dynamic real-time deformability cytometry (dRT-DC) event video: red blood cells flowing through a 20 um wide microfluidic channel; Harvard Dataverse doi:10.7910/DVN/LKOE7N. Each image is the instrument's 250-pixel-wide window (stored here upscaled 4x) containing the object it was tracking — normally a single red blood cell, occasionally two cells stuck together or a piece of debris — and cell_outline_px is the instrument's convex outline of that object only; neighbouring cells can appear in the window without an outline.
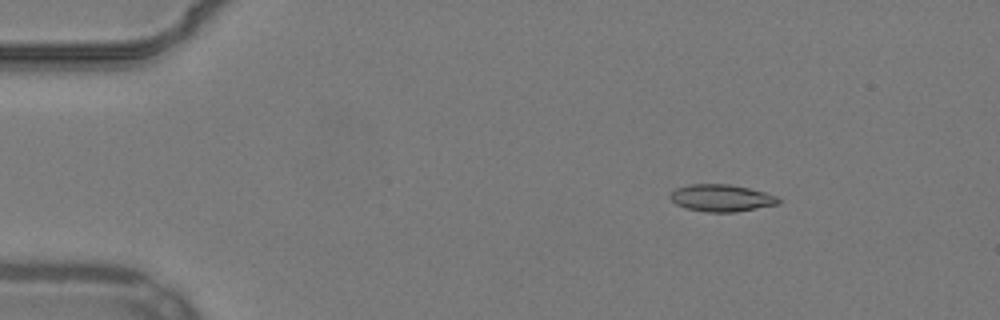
{"species": "common noctule bat (a hibernating species)", "species_latin": "Nyctalus noctula", "temperature_condition": "warm", "stored_images_in_passage": 55, "camera_frame_rate_fps": 3000, "um_per_image_px": 0.085, "animal": {"sex": "male", "body_mass_g": 19.2, "forearm_length_mm": 51.8}, "frame": {"image": 1, "passage_image": 9, "time_ms": 2.667, "image_size_px": [1000, 320], "cell_outline_px": [[780, 204], [736, 212], [708, 212], [684, 208], [676, 204], [668, 196], [676, 188], [688, 184], [728, 184], [748, 188], [764, 192], [776, 196], [780, 200]], "centroid_in_image_um": [61.3, 16.83], "position_along_channel_um": 23.7, "area_um2": 17.11}}
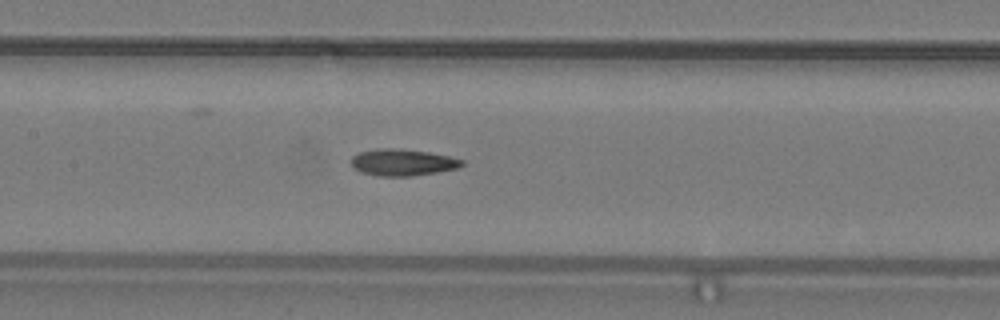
{"frame": {"image": 2, "passage_image": 27, "time_ms": 8.667, "image_size_px": [1000, 320], "cell_outline_px": [[464, 164], [456, 168], [436, 172], [412, 176], [380, 176], [360, 172], [352, 168], [352, 156], [360, 152], [376, 148], [392, 148], [428, 152], [448, 156], [464, 160]], "centroid_in_image_um": [34.18, 13.8], "position_along_channel_um": 173.2, "area_um2": 17.11}}
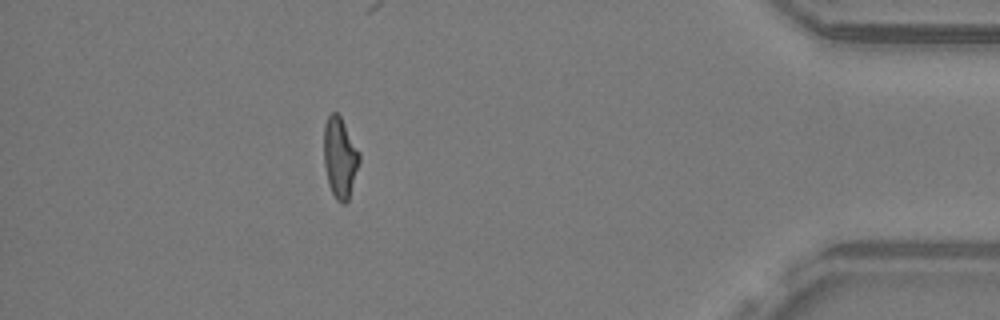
{"frame": {"image": 3, "passage_image": 49, "time_ms": 16.0, "image_size_px": [1000, 320], "cell_outline_px": [[360, 160], [348, 200], [344, 204], [340, 204], [336, 200], [328, 184], [324, 164], [324, 124], [328, 116], [332, 112], [336, 112], [340, 116], [360, 152]], "centroid_in_image_um": [28.89, 13.4], "position_along_channel_um": 406.3, "area_um2": 16.65}, "authors_computed_cell_mechanics": {"area_um2": 16.762, "velocity_mm_per_s": 3.8631, "shape_relaxation_time_tau1_ms": null, "shape_relaxation_time_tau2_ms": 3.8302, "deformation_change_tau1": null, "deformation_change_tau2": 0.1219}}